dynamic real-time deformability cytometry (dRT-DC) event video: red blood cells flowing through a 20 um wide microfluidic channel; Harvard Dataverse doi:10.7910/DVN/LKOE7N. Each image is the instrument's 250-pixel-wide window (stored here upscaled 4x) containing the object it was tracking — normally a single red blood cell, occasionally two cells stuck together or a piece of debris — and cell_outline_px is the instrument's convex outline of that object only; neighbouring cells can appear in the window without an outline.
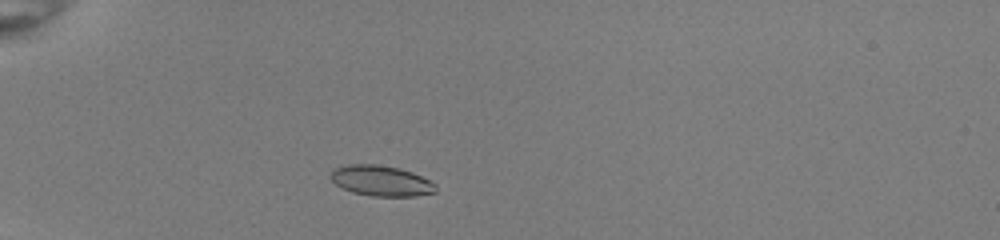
{"species": "common noctule bat (a hibernating species)", "species_latin": "Nyctalus noctula", "temperature_condition": "room temperature", "stored_images_in_passage": 36, "camera_frame_rate_fps": 3000, "um_per_image_px": 0.085, "animal": {"sex": "female", "body_mass_g": 22.0, "forearm_length_mm": 56.7}, "frame": {"image": 1, "passage_image": 1, "time_ms": 0.0, "image_size_px": [1000, 240], "cell_outline_px": [[436, 192], [416, 196], [372, 196], [352, 192], [336, 184], [332, 180], [332, 172], [336, 168], [344, 164], [376, 164], [400, 168], [412, 172], [436, 184]], "centroid_in_image_um": [32.41, 15.36], "position_along_channel_um": 52.6, "area_um2": 18.55}}
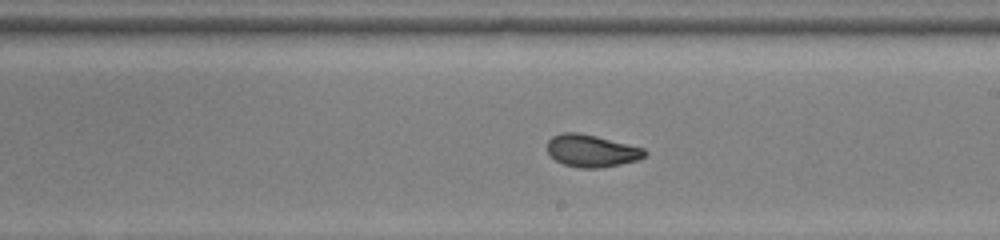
{"frame": {"image": 2, "passage_image": 17, "time_ms": 5.333, "image_size_px": [1000, 240], "cell_outline_px": [[648, 152], [644, 156], [636, 160], [600, 168], [580, 168], [564, 164], [556, 160], [548, 152], [548, 140], [552, 136], [560, 132], [580, 132], [644, 148]], "centroid_in_image_um": [50.26, 12.8], "position_along_channel_um": 238.7, "area_um2": 18.21}}
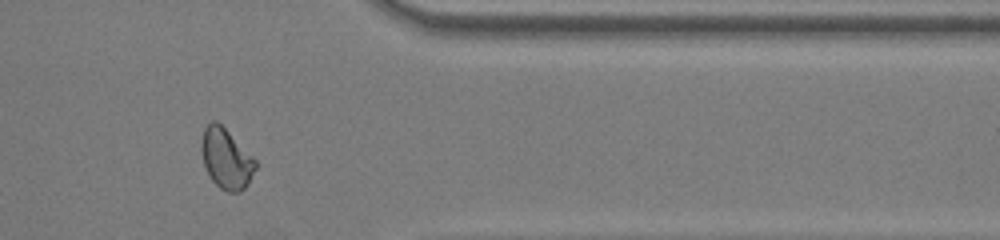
{"frame": {"image": 3, "passage_image": 29, "time_ms": 9.333, "image_size_px": [1000, 240], "cell_outline_px": [[256, 168], [248, 184], [240, 192], [228, 192], [220, 188], [212, 180], [204, 164], [200, 148], [200, 144], [204, 128], [212, 120], [216, 120], [256, 160]], "centroid_in_image_um": [19.21, 13.5], "position_along_channel_um": 392.2, "area_um2": 18.73}, "authors_computed_cell_mechanics": {"area_um2": 18.5538, "velocity_mm_per_s": 4.006, "shape_relaxation_time_tau1_ms": 4.1105, "shape_relaxation_time_tau2_ms": 0.9896, "deformation_change_tau1": 0.1422, "deformation_change_tau2": 0.0558}}